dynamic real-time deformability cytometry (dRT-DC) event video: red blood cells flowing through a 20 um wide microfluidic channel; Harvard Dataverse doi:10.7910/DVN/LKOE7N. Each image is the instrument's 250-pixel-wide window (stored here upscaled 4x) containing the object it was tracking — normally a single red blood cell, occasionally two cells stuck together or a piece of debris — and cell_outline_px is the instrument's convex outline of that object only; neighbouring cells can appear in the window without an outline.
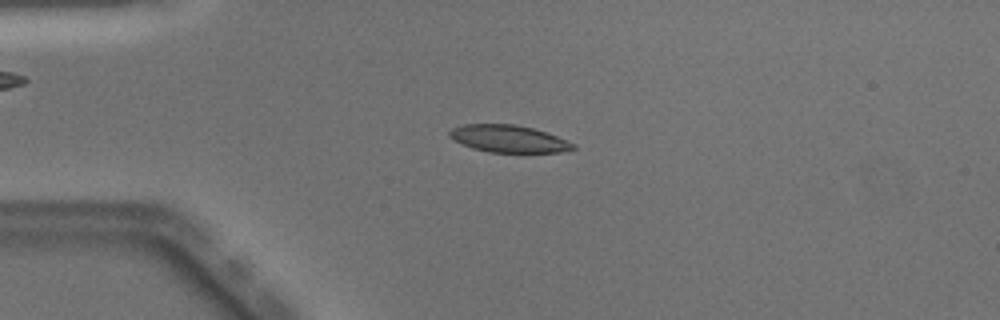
{"species": "Egyptian fruit bat (a non-hibernating species)", "species_latin": "Rousettus aegyptiacus", "temperature_condition": "warm", "stored_images_in_passage": 49, "camera_frame_rate_fps": 3000, "um_per_image_px": 0.085, "animal": {"sex": "male"}, "frame": {"image": 1, "passage_image": 12, "time_ms": 3.667, "image_size_px": [1000, 320], "cell_outline_px": [[576, 148], [560, 152], [488, 152], [472, 148], [448, 136], [448, 132], [452, 128], [464, 124], [516, 124], [532, 128], [556, 136], [576, 144]], "centroid_in_image_um": [43.22, 11.79], "position_along_channel_um": 41.8, "area_um2": 19.42}}
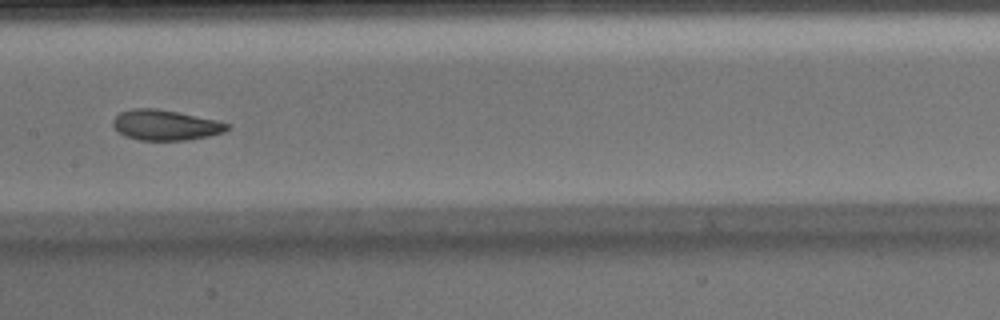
{"frame": {"image": 2, "passage_image": 25, "time_ms": 8.0, "image_size_px": [1000, 320], "cell_outline_px": [[232, 128], [224, 132], [192, 140], [140, 140], [124, 136], [112, 124], [112, 120], [120, 112], [132, 108], [156, 108], [216, 120], [232, 124]], "centroid_in_image_um": [14.09, 10.63], "position_along_channel_um": 193.3, "area_um2": 20.29}}
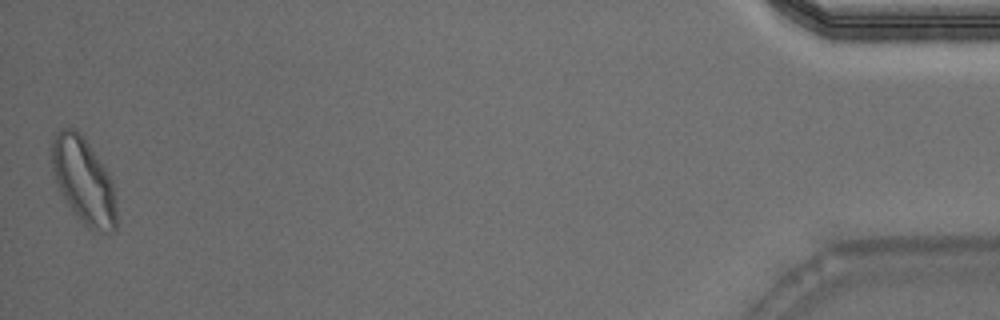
{"frame": {"image": 3, "passage_image": 49, "time_ms": 16.0, "image_size_px": [1000, 320], "cell_outline_px": [[116, 228], [112, 232], [104, 232], [88, 228], [72, 212], [56, 180], [52, 168], [52, 140], [56, 132], [60, 128], [76, 128], [84, 136], [112, 180], [116, 208]], "centroid_in_image_um": [7.11, 15.34], "position_along_channel_um": 428.1, "area_um2": 32.08}, "authors_computed_cell_mechanics": {"area_um2": 20.4034, "velocity_mm_per_s": 4.0627, "shape_relaxation_time_tau1_ms": 5.1923, "shape_relaxation_time_tau2_ms": 1.7894, "deformation_change_tau1": 0.153, "deformation_change_tau2": 0.0745}}